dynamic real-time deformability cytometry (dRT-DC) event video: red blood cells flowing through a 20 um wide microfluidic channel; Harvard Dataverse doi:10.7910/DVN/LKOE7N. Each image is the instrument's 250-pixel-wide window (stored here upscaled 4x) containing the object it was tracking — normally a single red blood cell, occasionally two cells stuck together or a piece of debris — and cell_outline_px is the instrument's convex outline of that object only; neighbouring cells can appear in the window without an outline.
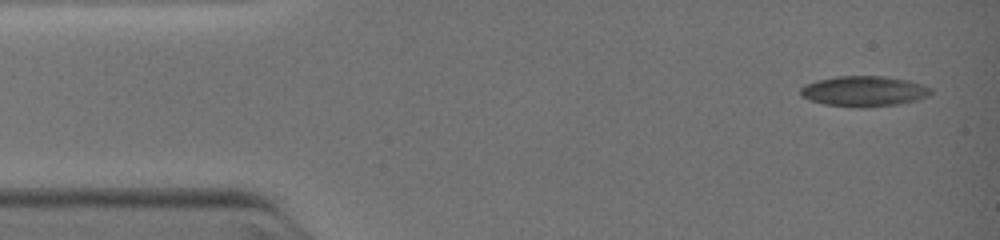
{"species": "common noctule bat (a hibernating species)", "species_latin": "Nyctalus noctula", "temperature_condition": "warm", "stored_images_in_passage": 7, "camera_frame_rate_fps": 3000, "um_per_image_px": 0.085, "animal": {"sex": "female", "body_mass_g": 19.0, "forearm_length_mm": 51.5}, "frame": {"image": 1, "passage_image": 1, "time_ms": 0.0, "image_size_px": [1000, 240], "cell_outline_px": [[932, 92], [928, 96], [916, 100], [896, 104], [868, 108], [860, 108], [824, 104], [808, 100], [800, 96], [800, 88], [804, 84], [816, 80], [836, 76], [884, 76], [908, 80], [932, 88]], "centroid_in_image_um": [73.39, 7.76], "position_along_channel_um": 11.6, "area_um2": 23.35}}
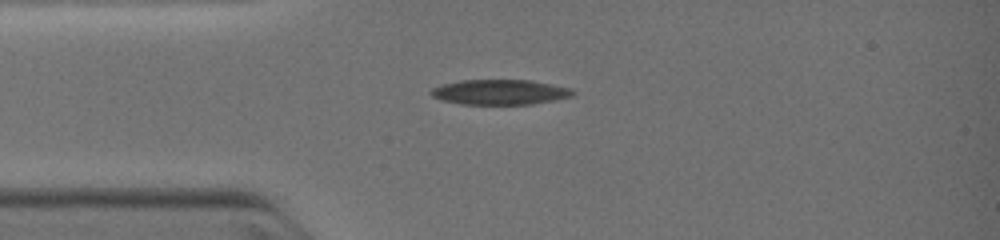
{"frame": {"image": 2, "passage_image": 5, "time_ms": 2.333, "image_size_px": [1000, 240], "cell_outline_px": [[576, 92], [572, 96], [556, 100], [532, 104], [460, 104], [440, 100], [432, 96], [428, 92], [432, 88], [444, 84], [460, 80], [532, 80], [572, 88]], "centroid_in_image_um": [42.51, 7.83], "position_along_channel_um": 42.5, "area_um2": 20.92}}
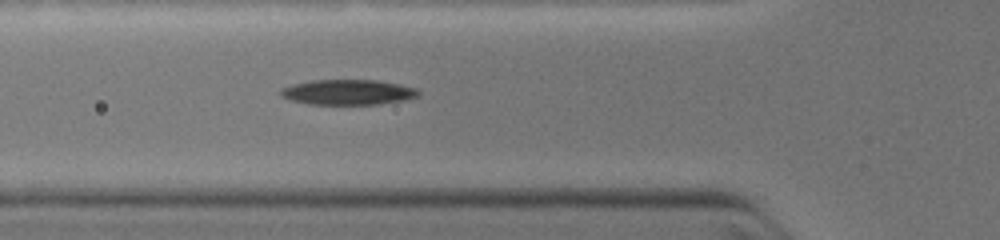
{"frame": {"image": 3, "passage_image": 7, "time_ms": 3.667, "image_size_px": [1000, 240], "cell_outline_px": [[420, 96], [408, 100], [380, 104], [308, 104], [292, 100], [280, 96], [280, 88], [292, 84], [312, 80], [380, 80], [400, 84], [416, 88], [420, 92]], "centroid_in_image_um": [29.62, 7.83], "position_along_channel_um": 96.2, "area_um2": 20.52}}